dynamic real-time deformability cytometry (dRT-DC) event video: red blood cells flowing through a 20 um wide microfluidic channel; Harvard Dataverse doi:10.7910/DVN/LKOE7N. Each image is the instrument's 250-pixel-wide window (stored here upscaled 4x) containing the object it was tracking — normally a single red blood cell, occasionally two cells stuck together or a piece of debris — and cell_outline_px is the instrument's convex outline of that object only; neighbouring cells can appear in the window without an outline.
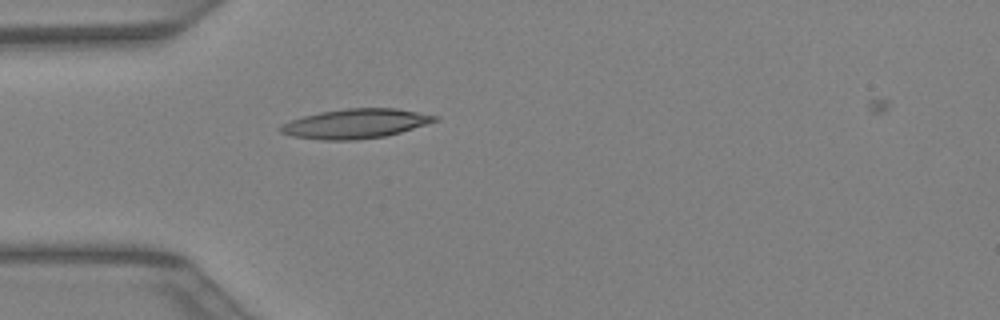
{"species": "Egyptian fruit bat (a non-hibernating species)", "species_latin": "Rousettus aegyptiacus", "temperature_condition": "warm", "stored_images_in_passage": 33, "camera_frame_rate_fps": 3000, "um_per_image_px": 0.085, "animal": {"sex": "female"}, "frame": {"image": 1, "passage_image": 4, "time_ms": 1.0, "image_size_px": [1000, 320], "cell_outline_px": [[440, 120], [400, 132], [384, 136], [356, 140], [324, 140], [292, 136], [280, 132], [276, 128], [280, 124], [304, 116], [320, 112], [344, 108], [396, 108], [440, 116]], "centroid_in_image_um": [30.21, 10.5], "position_along_channel_um": 54.8, "area_um2": 26.59}}
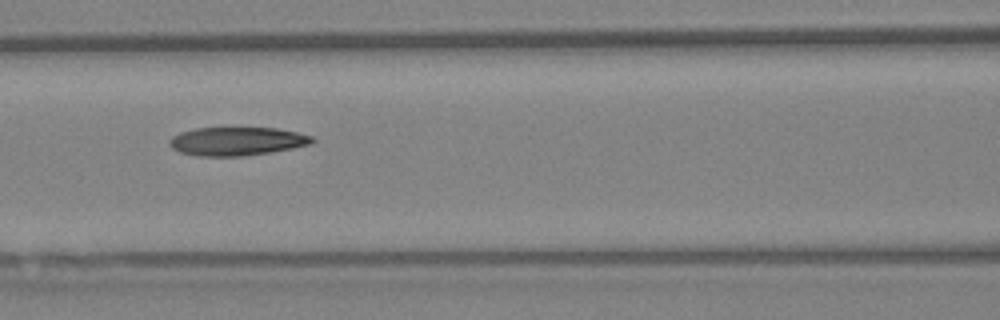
{"frame": {"image": 2, "passage_image": 10, "time_ms": 3.0, "image_size_px": [1000, 320], "cell_outline_px": [[316, 140], [312, 144], [292, 148], [244, 156], [196, 156], [180, 152], [172, 148], [168, 144], [168, 140], [172, 136], [180, 132], [196, 128], [276, 128], [296, 132], [312, 136]], "centroid_in_image_um": [20.11, 12.01], "position_along_channel_um": 146.5, "area_um2": 23.7}}
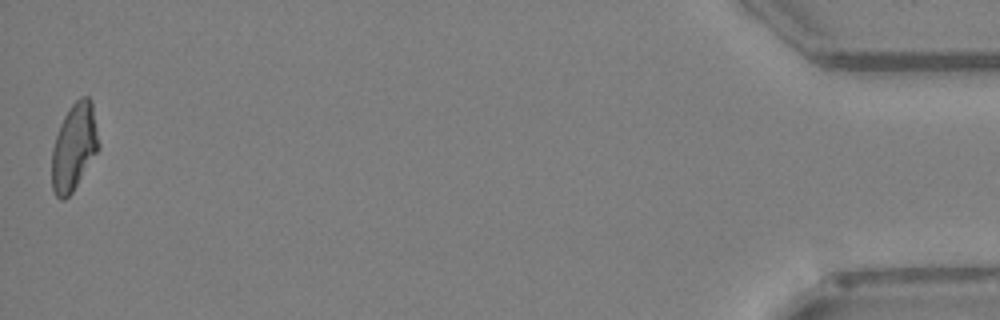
{"frame": {"image": 3, "passage_image": 33, "time_ms": 10.667, "image_size_px": [1000, 320], "cell_outline_px": [[100, 148], [72, 192], [64, 200], [60, 200], [52, 192], [52, 148], [60, 124], [68, 108], [80, 96], [88, 96], [92, 100], [100, 144]], "centroid_in_image_um": [6.3, 12.48], "position_along_channel_um": 428.9, "area_um2": 23.99}}